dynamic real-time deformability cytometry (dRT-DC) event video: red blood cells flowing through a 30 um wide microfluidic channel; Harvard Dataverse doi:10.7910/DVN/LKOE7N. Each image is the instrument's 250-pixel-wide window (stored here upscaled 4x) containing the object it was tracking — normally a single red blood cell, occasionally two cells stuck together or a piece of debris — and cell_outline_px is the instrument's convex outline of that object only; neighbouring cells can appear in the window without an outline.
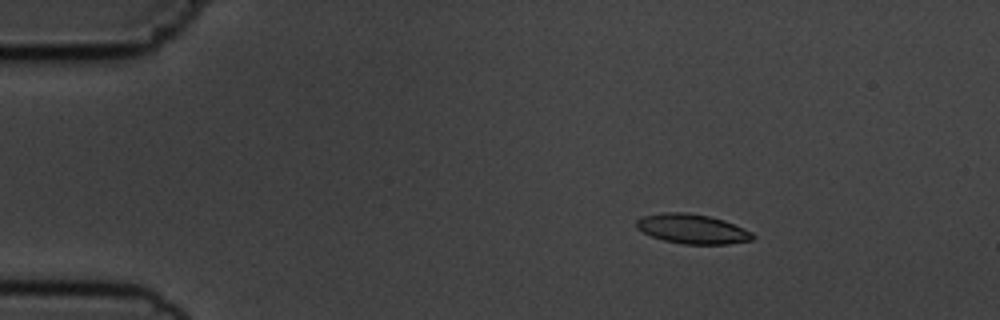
{"species": "common noctule bat (a hibernating species)", "species_latin": "Nyctalus noctula", "temperature_condition": "cold", "stored_images_in_passage": 4, "camera_frame_rate_fps": 3000, "um_per_image_px": 0.085, "animal": {"sex": "male", "body_mass_g": 19.5, "forearm_length_mm": 54.6}, "frame": {"image": 1, "passage_image": 3, "time_ms": 2.333, "image_size_px": [1000, 320], "cell_outline_px": [[756, 236], [752, 240], [728, 244], [684, 244], [664, 240], [652, 236], [636, 228], [636, 220], [644, 216], [664, 212], [688, 212], [708, 216], [724, 220], [752, 232]], "centroid_in_image_um": [58.86, 19.45], "position_along_channel_um": 26.1, "area_um2": 19.94}}